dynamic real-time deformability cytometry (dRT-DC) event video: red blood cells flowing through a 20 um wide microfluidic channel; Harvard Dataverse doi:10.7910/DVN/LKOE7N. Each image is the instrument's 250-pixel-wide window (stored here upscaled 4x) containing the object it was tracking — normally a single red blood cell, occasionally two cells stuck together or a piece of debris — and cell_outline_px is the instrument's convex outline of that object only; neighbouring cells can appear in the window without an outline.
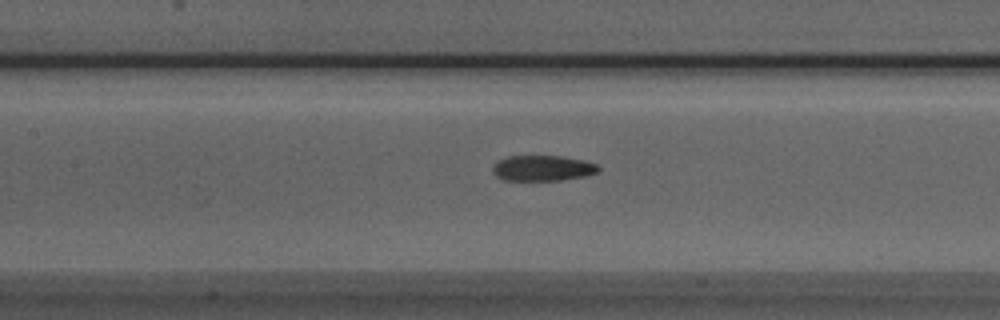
{"species": "Egyptian fruit bat (a non-hibernating species)", "species_latin": "Rousettus aegyptiacus", "temperature_condition": "room temperature", "stored_images_in_passage": 43, "camera_frame_rate_fps": 3000, "um_per_image_px": 0.085, "animal": {"sex": "male"}, "frame": {"image": 1, "passage_image": 24, "time_ms": 7.667, "image_size_px": [1000, 320], "cell_outline_px": [[600, 168], [596, 172], [584, 176], [560, 180], [504, 180], [496, 176], [492, 172], [492, 168], [496, 160], [508, 156], [560, 156], [584, 160], [596, 164]], "centroid_in_image_um": [46.07, 14.28], "position_along_channel_um": 161.3, "area_um2": 15.72}}
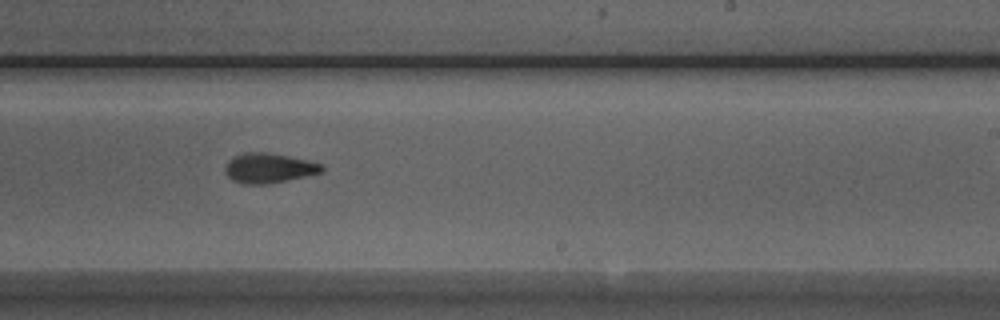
{"frame": {"image": 2, "passage_image": 32, "time_ms": 10.333, "image_size_px": [1000, 320], "cell_outline_px": [[324, 168], [320, 172], [304, 176], [268, 184], [244, 184], [232, 180], [224, 172], [224, 168], [228, 160], [244, 152], [264, 152], [288, 156], [308, 160], [320, 164]], "centroid_in_image_um": [22.79, 14.28], "position_along_channel_um": 266.2, "area_um2": 16.59}}
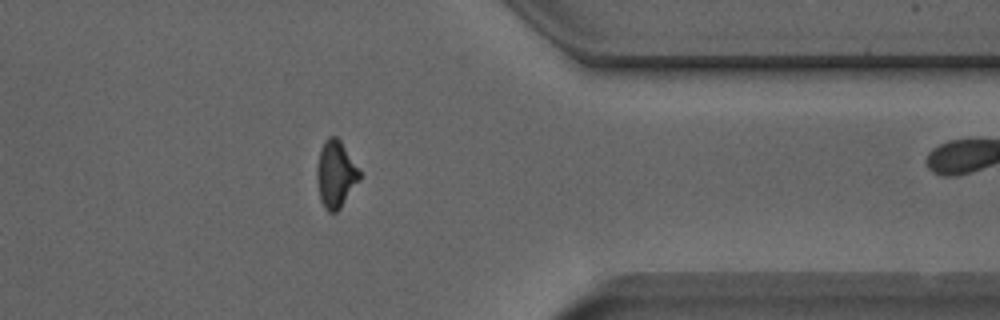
{"frame": {"image": 3, "passage_image": 42, "time_ms": 13.667, "image_size_px": [1000, 320], "cell_outline_px": [[360, 180], [340, 208], [336, 212], [328, 212], [324, 208], [320, 200], [316, 180], [316, 172], [320, 148], [324, 140], [328, 136], [336, 136], [340, 140], [360, 172]], "centroid_in_image_um": [28.5, 14.81], "position_along_channel_um": 382.9, "area_um2": 16.65}}